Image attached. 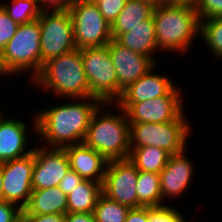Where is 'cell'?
<instances>
[{"label":"cell","mask_w":222,"mask_h":222,"mask_svg":"<svg viewBox=\"0 0 222 222\" xmlns=\"http://www.w3.org/2000/svg\"><path fill=\"white\" fill-rule=\"evenodd\" d=\"M125 222H148V207L130 209Z\"/></svg>","instance_id":"obj_35"},{"label":"cell","mask_w":222,"mask_h":222,"mask_svg":"<svg viewBox=\"0 0 222 222\" xmlns=\"http://www.w3.org/2000/svg\"><path fill=\"white\" fill-rule=\"evenodd\" d=\"M72 101L32 114V131L45 142L41 146L64 149L83 143L92 116L103 102L95 97L72 98Z\"/></svg>","instance_id":"obj_1"},{"label":"cell","mask_w":222,"mask_h":222,"mask_svg":"<svg viewBox=\"0 0 222 222\" xmlns=\"http://www.w3.org/2000/svg\"><path fill=\"white\" fill-rule=\"evenodd\" d=\"M1 109V108H0ZM2 111V109L0 110V120L3 118V113L1 112Z\"/></svg>","instance_id":"obj_43"},{"label":"cell","mask_w":222,"mask_h":222,"mask_svg":"<svg viewBox=\"0 0 222 222\" xmlns=\"http://www.w3.org/2000/svg\"><path fill=\"white\" fill-rule=\"evenodd\" d=\"M30 222H65L64 214L24 215Z\"/></svg>","instance_id":"obj_36"},{"label":"cell","mask_w":222,"mask_h":222,"mask_svg":"<svg viewBox=\"0 0 222 222\" xmlns=\"http://www.w3.org/2000/svg\"><path fill=\"white\" fill-rule=\"evenodd\" d=\"M115 40L129 50L150 57L157 63V56L154 54L159 52V49L153 16L130 28L129 32L120 34Z\"/></svg>","instance_id":"obj_19"},{"label":"cell","mask_w":222,"mask_h":222,"mask_svg":"<svg viewBox=\"0 0 222 222\" xmlns=\"http://www.w3.org/2000/svg\"><path fill=\"white\" fill-rule=\"evenodd\" d=\"M184 113L171 122L129 123L130 147L156 146L170 155L186 151L192 127Z\"/></svg>","instance_id":"obj_6"},{"label":"cell","mask_w":222,"mask_h":222,"mask_svg":"<svg viewBox=\"0 0 222 222\" xmlns=\"http://www.w3.org/2000/svg\"><path fill=\"white\" fill-rule=\"evenodd\" d=\"M18 24L14 22L0 5V54L15 35Z\"/></svg>","instance_id":"obj_31"},{"label":"cell","mask_w":222,"mask_h":222,"mask_svg":"<svg viewBox=\"0 0 222 222\" xmlns=\"http://www.w3.org/2000/svg\"><path fill=\"white\" fill-rule=\"evenodd\" d=\"M65 222H96L93 213H67Z\"/></svg>","instance_id":"obj_37"},{"label":"cell","mask_w":222,"mask_h":222,"mask_svg":"<svg viewBox=\"0 0 222 222\" xmlns=\"http://www.w3.org/2000/svg\"><path fill=\"white\" fill-rule=\"evenodd\" d=\"M0 5L18 25L37 20L42 12L36 0H12L10 4L3 1Z\"/></svg>","instance_id":"obj_25"},{"label":"cell","mask_w":222,"mask_h":222,"mask_svg":"<svg viewBox=\"0 0 222 222\" xmlns=\"http://www.w3.org/2000/svg\"><path fill=\"white\" fill-rule=\"evenodd\" d=\"M41 27L39 20L19 25L15 35L0 54V66L6 76L27 72L31 80L41 71Z\"/></svg>","instance_id":"obj_5"},{"label":"cell","mask_w":222,"mask_h":222,"mask_svg":"<svg viewBox=\"0 0 222 222\" xmlns=\"http://www.w3.org/2000/svg\"><path fill=\"white\" fill-rule=\"evenodd\" d=\"M6 77L5 73L3 72L1 66H0V78Z\"/></svg>","instance_id":"obj_42"},{"label":"cell","mask_w":222,"mask_h":222,"mask_svg":"<svg viewBox=\"0 0 222 222\" xmlns=\"http://www.w3.org/2000/svg\"><path fill=\"white\" fill-rule=\"evenodd\" d=\"M67 214V195L60 188L33 190L23 215Z\"/></svg>","instance_id":"obj_20"},{"label":"cell","mask_w":222,"mask_h":222,"mask_svg":"<svg viewBox=\"0 0 222 222\" xmlns=\"http://www.w3.org/2000/svg\"><path fill=\"white\" fill-rule=\"evenodd\" d=\"M23 214V209L15 203L0 201V222H15Z\"/></svg>","instance_id":"obj_32"},{"label":"cell","mask_w":222,"mask_h":222,"mask_svg":"<svg viewBox=\"0 0 222 222\" xmlns=\"http://www.w3.org/2000/svg\"><path fill=\"white\" fill-rule=\"evenodd\" d=\"M136 192L138 195V208L161 206L160 175L146 171H138Z\"/></svg>","instance_id":"obj_24"},{"label":"cell","mask_w":222,"mask_h":222,"mask_svg":"<svg viewBox=\"0 0 222 222\" xmlns=\"http://www.w3.org/2000/svg\"><path fill=\"white\" fill-rule=\"evenodd\" d=\"M183 96H160L140 103H115L125 110L129 123H164L176 120L185 110Z\"/></svg>","instance_id":"obj_13"},{"label":"cell","mask_w":222,"mask_h":222,"mask_svg":"<svg viewBox=\"0 0 222 222\" xmlns=\"http://www.w3.org/2000/svg\"><path fill=\"white\" fill-rule=\"evenodd\" d=\"M199 20L222 17V0H193Z\"/></svg>","instance_id":"obj_29"},{"label":"cell","mask_w":222,"mask_h":222,"mask_svg":"<svg viewBox=\"0 0 222 222\" xmlns=\"http://www.w3.org/2000/svg\"><path fill=\"white\" fill-rule=\"evenodd\" d=\"M152 16L160 52L187 54L200 32V20L193 2L174 1L155 6Z\"/></svg>","instance_id":"obj_2"},{"label":"cell","mask_w":222,"mask_h":222,"mask_svg":"<svg viewBox=\"0 0 222 222\" xmlns=\"http://www.w3.org/2000/svg\"><path fill=\"white\" fill-rule=\"evenodd\" d=\"M199 38L203 39L216 60L222 58V17L200 21Z\"/></svg>","instance_id":"obj_26"},{"label":"cell","mask_w":222,"mask_h":222,"mask_svg":"<svg viewBox=\"0 0 222 222\" xmlns=\"http://www.w3.org/2000/svg\"><path fill=\"white\" fill-rule=\"evenodd\" d=\"M130 207L101 195L94 209L96 222H125Z\"/></svg>","instance_id":"obj_27"},{"label":"cell","mask_w":222,"mask_h":222,"mask_svg":"<svg viewBox=\"0 0 222 222\" xmlns=\"http://www.w3.org/2000/svg\"><path fill=\"white\" fill-rule=\"evenodd\" d=\"M174 1H177V2H192L193 0H169V3L174 2Z\"/></svg>","instance_id":"obj_41"},{"label":"cell","mask_w":222,"mask_h":222,"mask_svg":"<svg viewBox=\"0 0 222 222\" xmlns=\"http://www.w3.org/2000/svg\"><path fill=\"white\" fill-rule=\"evenodd\" d=\"M101 195L100 182L84 180L67 196V213H93Z\"/></svg>","instance_id":"obj_22"},{"label":"cell","mask_w":222,"mask_h":222,"mask_svg":"<svg viewBox=\"0 0 222 222\" xmlns=\"http://www.w3.org/2000/svg\"><path fill=\"white\" fill-rule=\"evenodd\" d=\"M75 0H41L40 10L43 11H65L69 10Z\"/></svg>","instance_id":"obj_34"},{"label":"cell","mask_w":222,"mask_h":222,"mask_svg":"<svg viewBox=\"0 0 222 222\" xmlns=\"http://www.w3.org/2000/svg\"><path fill=\"white\" fill-rule=\"evenodd\" d=\"M64 149L69 158L70 169L84 180L103 183L109 162L104 156L84 143L67 146Z\"/></svg>","instance_id":"obj_18"},{"label":"cell","mask_w":222,"mask_h":222,"mask_svg":"<svg viewBox=\"0 0 222 222\" xmlns=\"http://www.w3.org/2000/svg\"><path fill=\"white\" fill-rule=\"evenodd\" d=\"M81 57L90 97L103 103H115L118 100V80L108 44L103 47L83 48Z\"/></svg>","instance_id":"obj_7"},{"label":"cell","mask_w":222,"mask_h":222,"mask_svg":"<svg viewBox=\"0 0 222 222\" xmlns=\"http://www.w3.org/2000/svg\"><path fill=\"white\" fill-rule=\"evenodd\" d=\"M15 222H30L23 214Z\"/></svg>","instance_id":"obj_40"},{"label":"cell","mask_w":222,"mask_h":222,"mask_svg":"<svg viewBox=\"0 0 222 222\" xmlns=\"http://www.w3.org/2000/svg\"><path fill=\"white\" fill-rule=\"evenodd\" d=\"M155 6L145 0H127L125 7L111 25V35L116 39L120 34L129 32L142 21L152 17Z\"/></svg>","instance_id":"obj_21"},{"label":"cell","mask_w":222,"mask_h":222,"mask_svg":"<svg viewBox=\"0 0 222 222\" xmlns=\"http://www.w3.org/2000/svg\"><path fill=\"white\" fill-rule=\"evenodd\" d=\"M41 27V69L51 58L77 49L73 23L68 10L43 11L38 18Z\"/></svg>","instance_id":"obj_9"},{"label":"cell","mask_w":222,"mask_h":222,"mask_svg":"<svg viewBox=\"0 0 222 222\" xmlns=\"http://www.w3.org/2000/svg\"><path fill=\"white\" fill-rule=\"evenodd\" d=\"M137 178L138 170L128 159L111 160L102 183V194L131 209L138 208Z\"/></svg>","instance_id":"obj_10"},{"label":"cell","mask_w":222,"mask_h":222,"mask_svg":"<svg viewBox=\"0 0 222 222\" xmlns=\"http://www.w3.org/2000/svg\"><path fill=\"white\" fill-rule=\"evenodd\" d=\"M3 200V181H2V175L0 171V201Z\"/></svg>","instance_id":"obj_39"},{"label":"cell","mask_w":222,"mask_h":222,"mask_svg":"<svg viewBox=\"0 0 222 222\" xmlns=\"http://www.w3.org/2000/svg\"><path fill=\"white\" fill-rule=\"evenodd\" d=\"M156 67L125 89L115 103H140L160 96H183L182 89L169 76L154 73Z\"/></svg>","instance_id":"obj_15"},{"label":"cell","mask_w":222,"mask_h":222,"mask_svg":"<svg viewBox=\"0 0 222 222\" xmlns=\"http://www.w3.org/2000/svg\"><path fill=\"white\" fill-rule=\"evenodd\" d=\"M185 152L170 155L167 164L159 173L162 205L167 204L163 202L167 198H180L193 182L195 167Z\"/></svg>","instance_id":"obj_16"},{"label":"cell","mask_w":222,"mask_h":222,"mask_svg":"<svg viewBox=\"0 0 222 222\" xmlns=\"http://www.w3.org/2000/svg\"><path fill=\"white\" fill-rule=\"evenodd\" d=\"M33 152L14 160L0 163L3 181V200L22 209L28 204L32 189Z\"/></svg>","instance_id":"obj_11"},{"label":"cell","mask_w":222,"mask_h":222,"mask_svg":"<svg viewBox=\"0 0 222 222\" xmlns=\"http://www.w3.org/2000/svg\"><path fill=\"white\" fill-rule=\"evenodd\" d=\"M114 105L103 103L97 108L83 140L86 146L96 150L108 161L126 160L130 155L129 122L125 110L117 104L115 108L118 114L103 110L105 106L111 109Z\"/></svg>","instance_id":"obj_3"},{"label":"cell","mask_w":222,"mask_h":222,"mask_svg":"<svg viewBox=\"0 0 222 222\" xmlns=\"http://www.w3.org/2000/svg\"><path fill=\"white\" fill-rule=\"evenodd\" d=\"M32 189L57 187L70 169L65 149L47 148L36 144L33 150Z\"/></svg>","instance_id":"obj_12"},{"label":"cell","mask_w":222,"mask_h":222,"mask_svg":"<svg viewBox=\"0 0 222 222\" xmlns=\"http://www.w3.org/2000/svg\"><path fill=\"white\" fill-rule=\"evenodd\" d=\"M108 52L118 80V99L125 89L158 64L152 58L120 45L115 39L108 44Z\"/></svg>","instance_id":"obj_14"},{"label":"cell","mask_w":222,"mask_h":222,"mask_svg":"<svg viewBox=\"0 0 222 222\" xmlns=\"http://www.w3.org/2000/svg\"><path fill=\"white\" fill-rule=\"evenodd\" d=\"M31 82L37 88L52 91L56 97L66 100L90 97L79 48L43 63L41 71Z\"/></svg>","instance_id":"obj_4"},{"label":"cell","mask_w":222,"mask_h":222,"mask_svg":"<svg viewBox=\"0 0 222 222\" xmlns=\"http://www.w3.org/2000/svg\"><path fill=\"white\" fill-rule=\"evenodd\" d=\"M172 204L148 207V222H191Z\"/></svg>","instance_id":"obj_28"},{"label":"cell","mask_w":222,"mask_h":222,"mask_svg":"<svg viewBox=\"0 0 222 222\" xmlns=\"http://www.w3.org/2000/svg\"><path fill=\"white\" fill-rule=\"evenodd\" d=\"M152 3L154 6L168 4L169 0H145Z\"/></svg>","instance_id":"obj_38"},{"label":"cell","mask_w":222,"mask_h":222,"mask_svg":"<svg viewBox=\"0 0 222 222\" xmlns=\"http://www.w3.org/2000/svg\"><path fill=\"white\" fill-rule=\"evenodd\" d=\"M28 123L19 118L3 116L0 120V163L24 157L33 152L29 148ZM29 149V150H28Z\"/></svg>","instance_id":"obj_17"},{"label":"cell","mask_w":222,"mask_h":222,"mask_svg":"<svg viewBox=\"0 0 222 222\" xmlns=\"http://www.w3.org/2000/svg\"><path fill=\"white\" fill-rule=\"evenodd\" d=\"M83 181L84 179L80 175H78L72 169H69V171L60 181L58 187L68 196L73 191V189L80 185Z\"/></svg>","instance_id":"obj_33"},{"label":"cell","mask_w":222,"mask_h":222,"mask_svg":"<svg viewBox=\"0 0 222 222\" xmlns=\"http://www.w3.org/2000/svg\"><path fill=\"white\" fill-rule=\"evenodd\" d=\"M68 11L77 48L103 47L111 42V26L93 0H75Z\"/></svg>","instance_id":"obj_8"},{"label":"cell","mask_w":222,"mask_h":222,"mask_svg":"<svg viewBox=\"0 0 222 222\" xmlns=\"http://www.w3.org/2000/svg\"><path fill=\"white\" fill-rule=\"evenodd\" d=\"M98 6L99 12L111 26L122 9L125 7L127 0H93Z\"/></svg>","instance_id":"obj_30"},{"label":"cell","mask_w":222,"mask_h":222,"mask_svg":"<svg viewBox=\"0 0 222 222\" xmlns=\"http://www.w3.org/2000/svg\"><path fill=\"white\" fill-rule=\"evenodd\" d=\"M170 154L156 146L130 147L128 160L138 171L159 174L167 164Z\"/></svg>","instance_id":"obj_23"}]
</instances>
